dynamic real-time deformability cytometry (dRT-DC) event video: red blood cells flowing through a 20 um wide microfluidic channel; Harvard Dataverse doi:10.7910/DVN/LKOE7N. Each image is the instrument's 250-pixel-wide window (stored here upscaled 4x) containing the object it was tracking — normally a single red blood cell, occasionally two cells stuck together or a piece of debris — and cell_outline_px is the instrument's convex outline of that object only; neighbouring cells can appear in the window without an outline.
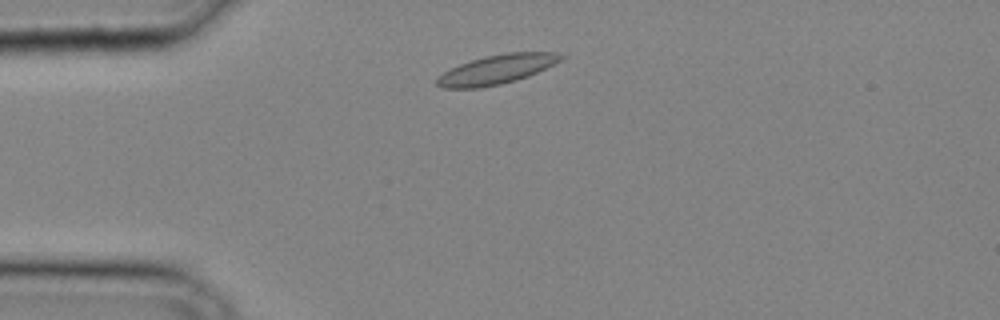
{"species": "common noctule bat (a hibernating species)", "species_latin": "Nyctalus noctula", "temperature_condition": "cold", "stored_images_in_passage": 25, "camera_frame_rate_fps": 3000, "um_per_image_px": 0.085, "animal": {"sex": "male", "body_mass_g": 20.4}, "frame": {"image": 1, "passage_image": 3, "time_ms": 0.667, "image_size_px": [1000, 320], "cell_outline_px": [[568, 56], [528, 76], [516, 80], [500, 84], [480, 88], [444, 88], [436, 84], [436, 76], [460, 64], [484, 56], [508, 52], [556, 52]], "centroid_in_image_um": [42.21, 5.9], "position_along_channel_um": 42.8, "area_um2": 20.98}}
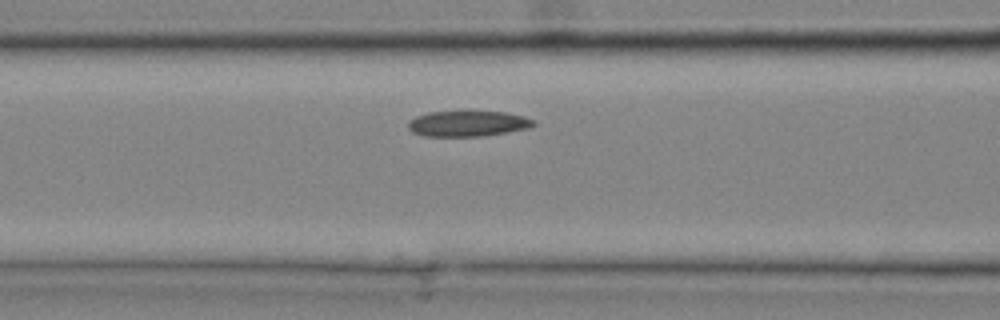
{"frame": {"image": 2, "passage_image": 9, "time_ms": 2.667, "image_size_px": [1000, 320], "cell_outline_px": [[536, 124], [528, 128], [508, 132], [484, 136], [424, 136], [412, 132], [408, 128], [408, 124], [416, 116], [428, 112], [504, 112], [524, 116], [532, 120]], "centroid_in_image_um": [39.76, 10.52], "position_along_channel_um": 126.8, "area_um2": 18.5}}
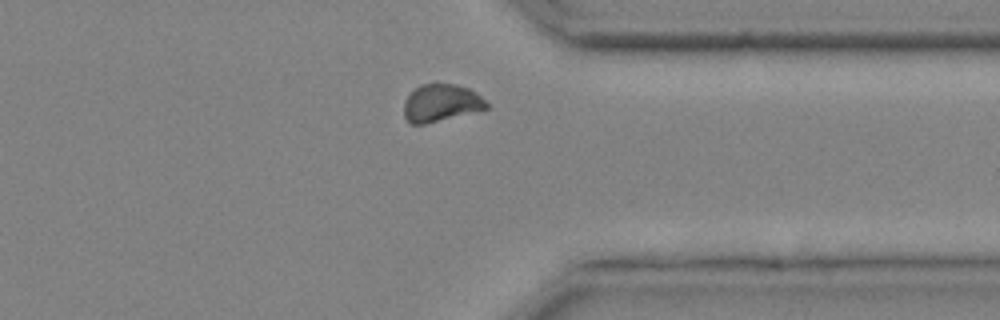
{"frame": {"image": 3, "passage_image": 23, "time_ms": 7.333, "image_size_px": [1000, 320], "cell_outline_px": [[488, 108], [424, 124], [412, 124], [404, 116], [404, 100], [420, 84], [436, 80], [456, 84], [468, 88], [476, 92], [488, 104]], "centroid_in_image_um": [37.47, 8.69], "position_along_channel_um": 373.9, "area_um2": 18.21}}